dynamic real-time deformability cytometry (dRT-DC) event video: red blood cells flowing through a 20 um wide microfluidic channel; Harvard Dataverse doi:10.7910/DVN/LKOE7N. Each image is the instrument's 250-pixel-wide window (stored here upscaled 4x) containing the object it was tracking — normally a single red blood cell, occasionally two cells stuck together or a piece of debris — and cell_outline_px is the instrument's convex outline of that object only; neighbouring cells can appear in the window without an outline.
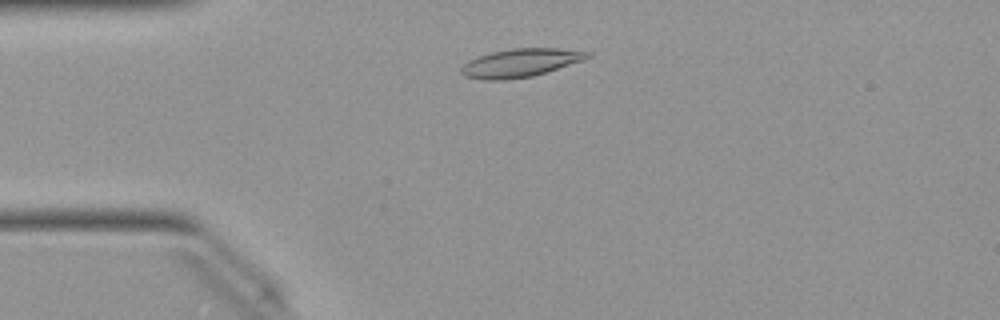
{"species": "Egyptian fruit bat (a non-hibernating species)", "species_latin": "Rousettus aegyptiacus", "temperature_condition": "warm", "stored_images_in_passage": 39, "camera_frame_rate_fps": 3000, "um_per_image_px": 0.085, "animal": {"sex": "female"}, "frame": {"image": 1, "passage_image": 1, "time_ms": 0.0, "image_size_px": [1000, 320], "cell_outline_px": [[592, 56], [584, 60], [532, 76], [504, 80], [484, 80], [464, 76], [460, 72], [460, 68], [468, 60], [492, 52], [512, 48], [560, 48], [592, 52]], "centroid_in_image_um": [44.24, 5.34], "position_along_channel_um": 40.8, "area_um2": 20.81}}
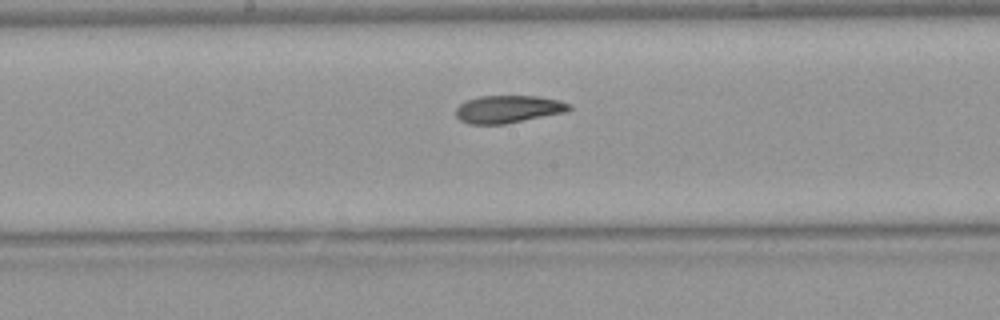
{"frame": {"image": 2, "passage_image": 15, "time_ms": 4.667, "image_size_px": [1000, 320], "cell_outline_px": [[572, 108], [568, 112], [504, 124], [468, 124], [460, 120], [456, 116], [456, 108], [464, 100], [480, 96], [536, 96], [560, 100], [572, 104]], "centroid_in_image_um": [43.22, 9.27], "position_along_channel_um": 205.0, "area_um2": 18.44}}
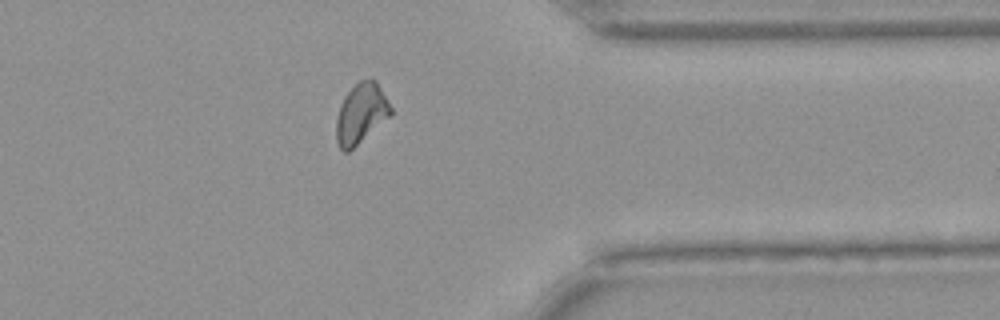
{"frame": {"image": 3, "passage_image": 29, "time_ms": 9.333, "image_size_px": [1000, 320], "cell_outline_px": [[392, 112], [388, 116], [348, 152], [344, 152], [340, 148], [336, 140], [336, 120], [340, 104], [344, 96], [360, 80], [376, 80], [392, 108]], "centroid_in_image_um": [30.65, 9.64], "position_along_channel_um": 380.7, "area_um2": 18.5}, "authors_computed_cell_mechanics": {"area_um2": 18.785, "velocity_mm_per_s": 4.0244, "shape_relaxation_time_tau1_ms": 5.7932, "shape_relaxation_time_tau2_ms": 3.3299, "deformation_change_tau1": 0.1835, "deformation_change_tau2": 0.1144}}